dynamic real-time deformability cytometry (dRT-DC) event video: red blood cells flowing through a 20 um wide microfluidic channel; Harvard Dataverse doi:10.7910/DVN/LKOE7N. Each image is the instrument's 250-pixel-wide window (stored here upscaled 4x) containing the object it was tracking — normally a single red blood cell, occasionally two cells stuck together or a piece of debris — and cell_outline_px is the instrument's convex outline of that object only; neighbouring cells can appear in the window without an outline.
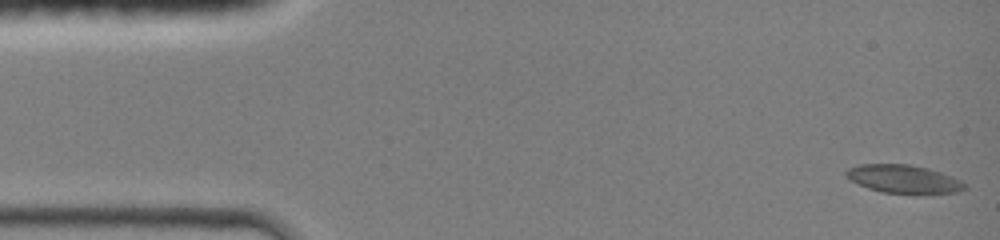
{"species": "common noctule bat (a hibernating species)", "species_latin": "Nyctalus noctula", "temperature_condition": "room temperature", "stored_images_in_passage": 44, "camera_frame_rate_fps": 3000, "um_per_image_px": 0.085, "animal": {"sex": "female", "body_mass_g": 19.0, "forearm_length_mm": 51.5}, "frame": {"image": 1, "passage_image": 1, "time_ms": 0.0, "image_size_px": [1000, 240], "cell_outline_px": [[968, 188], [960, 192], [924, 196], [884, 192], [868, 188], [844, 176], [844, 172], [848, 168], [860, 164], [908, 164], [928, 168], [952, 176], [968, 184]], "centroid_in_image_um": [76.9, 15.26], "position_along_channel_um": 8.1, "area_um2": 20.23}}
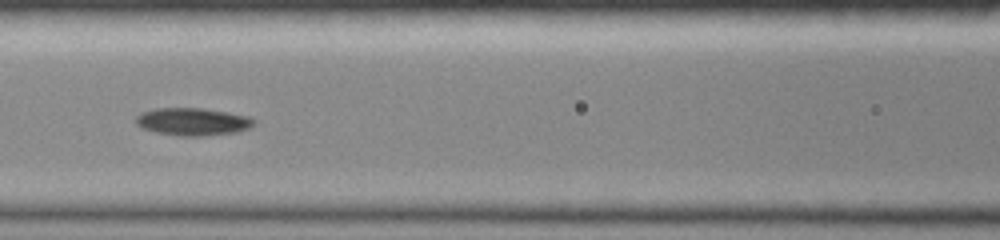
{"frame": {"image": 2, "passage_image": 19, "time_ms": 6.0, "image_size_px": [1000, 240], "cell_outline_px": [[256, 124], [248, 128], [236, 132], [204, 136], [180, 136], [156, 132], [140, 128], [136, 124], [136, 116], [144, 112], [156, 108], [204, 108], [248, 116], [256, 120]], "centroid_in_image_um": [16.39, 10.34], "position_along_channel_um": 150.2, "area_um2": 19.02}}
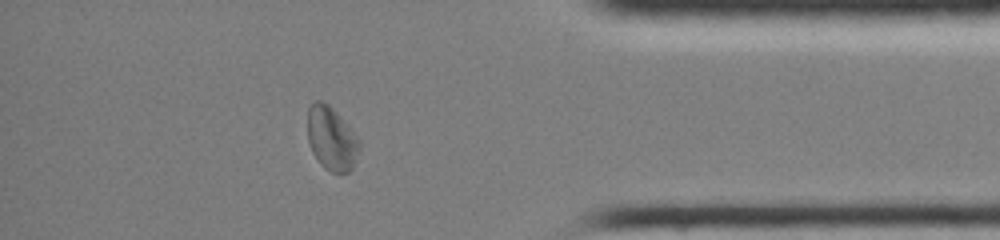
{"frame": {"image": 3, "passage_image": 38, "time_ms": 12.333, "image_size_px": [1000, 240], "cell_outline_px": [[360, 148], [352, 168], [348, 172], [332, 172], [324, 168], [320, 164], [312, 152], [308, 140], [308, 108], [316, 100], [320, 100], [328, 104], [344, 120], [360, 140]], "centroid_in_image_um": [28.18, 11.78], "position_along_channel_um": 407.0, "area_um2": 19.13}, "authors_computed_cell_mechanics": {"area_um2": 19.0162, "velocity_mm_per_s": 4.2964, "shape_relaxation_time_tau1_ms": 6.3374, "shape_relaxation_time_tau2_ms": null, "deformation_change_tau1": 0.1589, "deformation_change_tau2": null}}